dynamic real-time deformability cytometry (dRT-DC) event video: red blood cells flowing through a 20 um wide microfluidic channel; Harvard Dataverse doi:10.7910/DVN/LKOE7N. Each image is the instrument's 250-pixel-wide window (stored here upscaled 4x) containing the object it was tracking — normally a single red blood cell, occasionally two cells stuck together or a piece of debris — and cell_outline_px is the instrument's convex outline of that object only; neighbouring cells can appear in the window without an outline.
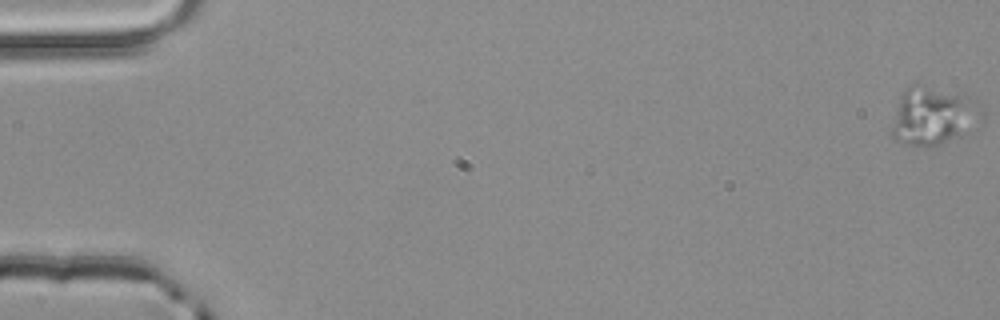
{"species": "common noctule bat (a hibernating species)", "species_latin": "Nyctalus noctula", "temperature_condition": "room temperature", "stored_images_in_passage": 4, "camera_frame_rate_fps": 3000, "um_per_image_px": 0.085, "animal": {"sex": "male", "body_mass_g": 20.4}, "frame": {"image": 1, "passage_image": 1, "time_ms": 0.0, "image_size_px": [1000, 320], "cell_outline_px": [[968, 132], [940, 144], [904, 144], [896, 140], [888, 132], [900, 92], [908, 84], [920, 84], [956, 96], [964, 100]], "centroid_in_image_um": [78.84, 9.89], "position_along_channel_um": 6.2, "area_um2": 26.93}}
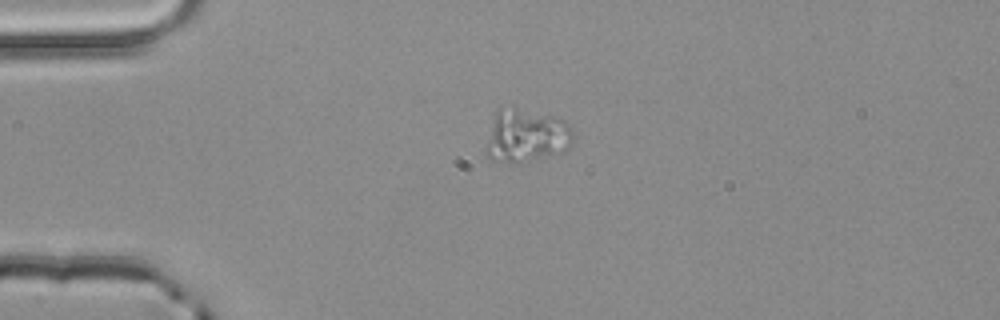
{"frame": {"image": 2, "passage_image": 3, "time_ms": 0.667, "image_size_px": [1000, 320], "cell_outline_px": [[576, 136], [568, 148], [560, 152], [516, 164], [508, 164], [492, 160], [484, 152], [484, 148], [496, 112], [500, 108], [516, 108], [556, 116], [564, 120], [576, 132]], "centroid_in_image_um": [44.75, 11.56], "position_along_channel_um": 40.3, "area_um2": 27.28}}
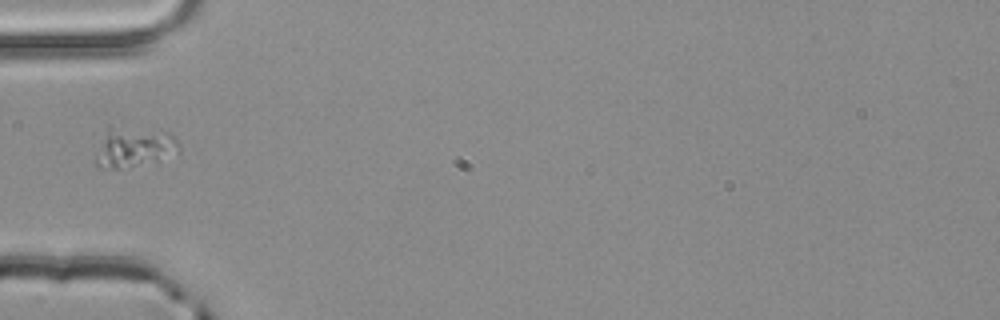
{"frame": {"image": 3, "passage_image": 4, "time_ms": 1.0, "image_size_px": [1000, 320], "cell_outline_px": [[180, 152], [156, 164], [120, 168], [96, 168], [96, 160], [108, 128], [164, 132], [176, 136], [180, 148]], "centroid_in_image_um": [11.52, 12.61], "position_along_channel_um": 73.5, "area_um2": 18.9}}